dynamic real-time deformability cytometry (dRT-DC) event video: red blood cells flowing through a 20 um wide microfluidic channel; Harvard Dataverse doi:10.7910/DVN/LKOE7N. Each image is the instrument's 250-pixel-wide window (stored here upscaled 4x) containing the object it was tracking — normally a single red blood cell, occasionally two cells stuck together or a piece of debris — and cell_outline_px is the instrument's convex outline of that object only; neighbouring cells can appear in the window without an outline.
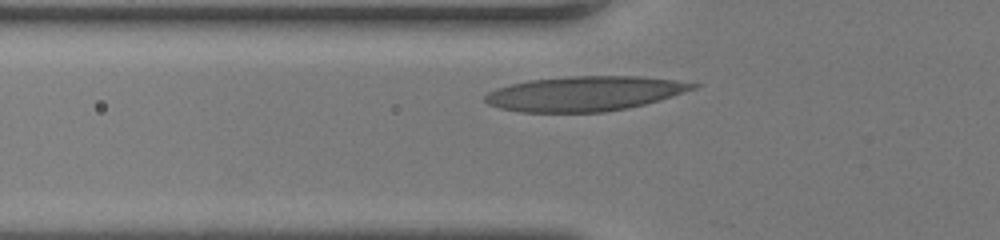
{"species": "human", "species_latin": "Homo sapiens", "temperature_condition": "room temperature", "stored_images_in_passage": 25, "camera_frame_rate_fps": 3000, "um_per_image_px": 0.085, "donor": {"sex": "female"}, "frame": {"image": 1, "passage_image": 2, "time_ms": 0.333, "image_size_px": [1000, 240], "cell_outline_px": [[704, 84], [696, 88], [660, 100], [628, 108], [604, 112], [520, 112], [500, 108], [488, 104], [484, 100], [484, 96], [488, 92], [496, 88], [528, 80], [568, 76], [640, 76]], "centroid_in_image_um": [49.69, 7.95], "position_along_channel_um": 76.1, "area_um2": 42.14}}
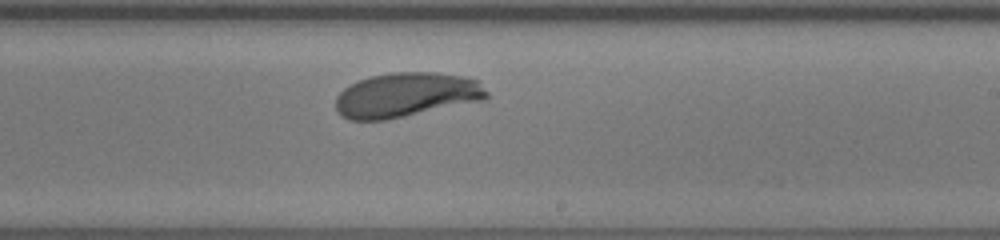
{"frame": {"image": 2, "passage_image": 15, "time_ms": 4.667, "image_size_px": [1000, 240], "cell_outline_px": [[488, 96], [484, 100], [384, 120], [348, 120], [340, 116], [336, 112], [336, 96], [344, 88], [360, 80], [372, 76], [392, 72], [436, 72], [464, 76], [476, 80], [488, 92]], "centroid_in_image_um": [34.5, 8.07], "position_along_channel_um": 254.5, "area_um2": 39.07}}
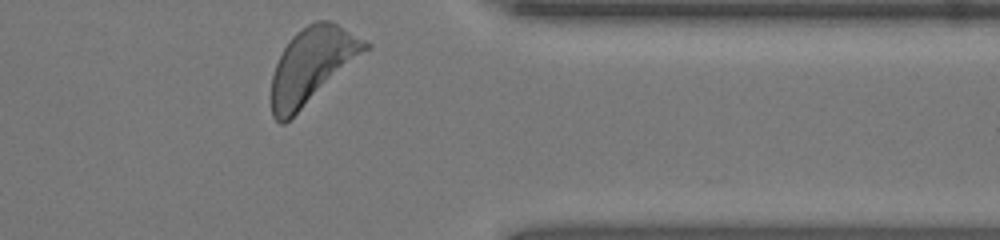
{"frame": {"image": 3, "passage_image": 25, "time_ms": 8.0, "image_size_px": [1000, 240], "cell_outline_px": [[372, 48], [284, 124], [280, 124], [272, 116], [272, 76], [276, 64], [284, 48], [292, 36], [296, 32], [308, 24], [316, 20], [328, 20], [344, 28], [372, 44]], "centroid_in_image_um": [26.56, 5.55], "position_along_channel_um": 384.8, "area_um2": 41.04}, "authors_computed_cell_mechanics": {"area_um2": 39.0728, "velocity_mm_per_s": 4.142, "shape_relaxation_time_tau1_ms": 3.578, "shape_relaxation_time_tau2_ms": null, "deformation_change_tau1": 0.1848, "deformation_change_tau2": null}}